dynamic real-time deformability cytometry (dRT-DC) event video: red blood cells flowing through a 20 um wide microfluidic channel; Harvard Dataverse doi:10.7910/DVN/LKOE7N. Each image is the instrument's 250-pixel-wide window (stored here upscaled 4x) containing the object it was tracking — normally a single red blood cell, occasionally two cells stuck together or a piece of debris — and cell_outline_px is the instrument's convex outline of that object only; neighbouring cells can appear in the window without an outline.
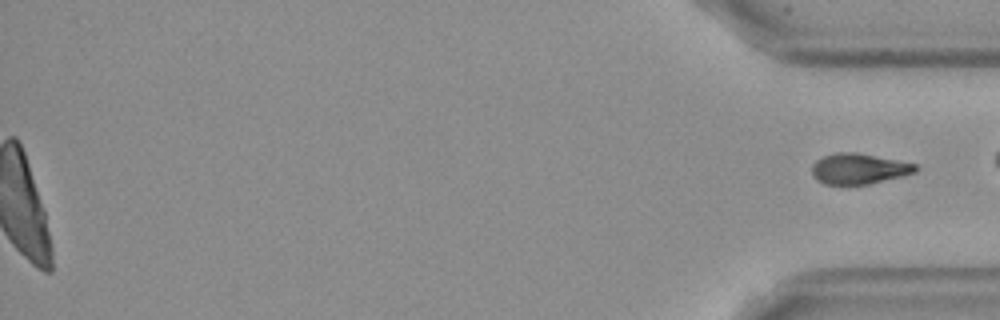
{"species": "Egyptian fruit bat (a non-hibernating species)", "species_latin": "Rousettus aegyptiacus", "temperature_condition": "cold", "stored_images_in_passage": 42, "segment_of_instrument_passage": [2, 2], "camera_frame_rate_fps": 3000, "um_per_image_px": 0.085, "frame": {"image": 1, "passage_image": 42, "time_ms": 13.667, "image_size_px": [1000, 320], "cell_outline_px": [[920, 168], [916, 172], [904, 176], [868, 184], [824, 184], [816, 180], [812, 176], [812, 164], [816, 160], [824, 156], [836, 152], [856, 152], [916, 164]], "centroid_in_image_um": [73.0, 14.34], "position_along_channel_um": 362.2, "area_um2": 18.55}}